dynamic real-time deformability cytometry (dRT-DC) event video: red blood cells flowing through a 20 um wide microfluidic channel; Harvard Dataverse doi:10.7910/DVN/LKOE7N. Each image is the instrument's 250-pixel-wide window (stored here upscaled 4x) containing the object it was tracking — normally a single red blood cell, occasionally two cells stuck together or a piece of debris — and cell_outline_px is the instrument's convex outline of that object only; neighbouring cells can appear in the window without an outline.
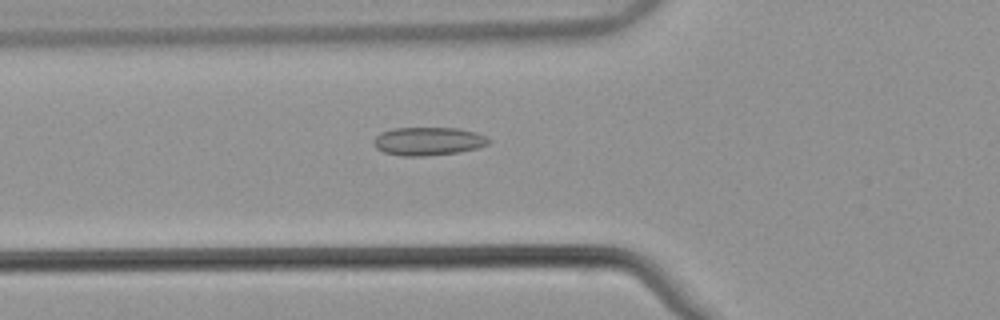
{"species": "common noctule bat (a hibernating species)", "species_latin": "Nyctalus noctula", "temperature_condition": "warm", "stored_images_in_passage": 54, "camera_frame_rate_fps": 3000, "um_per_image_px": 0.085, "animal": {"sex": "male", "body_mass_g": 21.5, "forearm_length_mm": 52.0}, "frame": {"image": 1, "passage_image": 20, "time_ms": 6.333, "image_size_px": [1000, 320], "cell_outline_px": [[492, 140], [488, 144], [476, 148], [460, 152], [424, 156], [400, 156], [384, 152], [376, 148], [376, 136], [380, 132], [392, 128], [456, 128], [476, 132], [488, 136]], "centroid_in_image_um": [36.44, 12.0], "position_along_channel_um": 89.4, "area_um2": 18.96}}
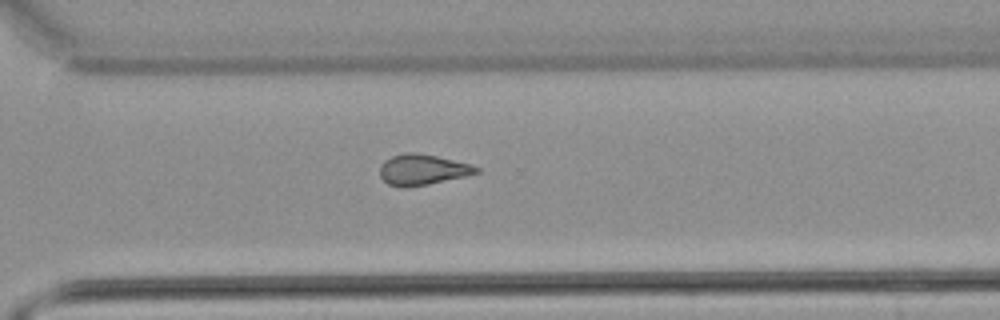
{"frame": {"image": 2, "passage_image": 39, "time_ms": 12.667, "image_size_px": [1000, 320], "cell_outline_px": [[480, 172], [464, 176], [428, 184], [400, 188], [388, 184], [380, 176], [380, 164], [384, 160], [392, 156], [404, 152], [416, 152], [436, 156], [472, 164], [480, 168]], "centroid_in_image_um": [35.89, 14.41], "position_along_channel_um": 334.7, "area_um2": 17.28}}
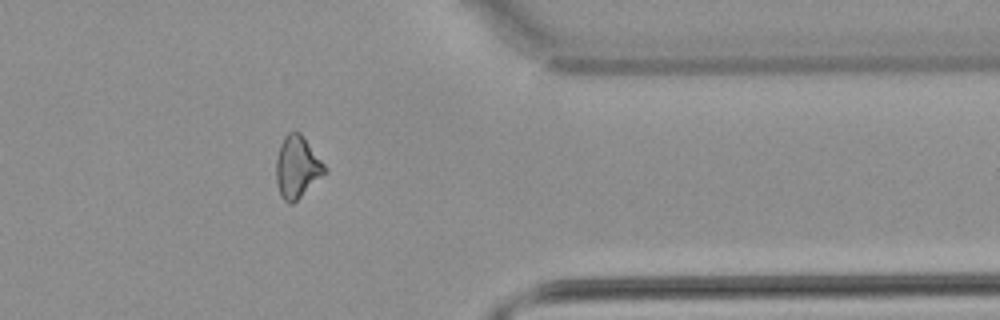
{"frame": {"image": 3, "passage_image": 44, "time_ms": 14.333, "image_size_px": [1000, 320], "cell_outline_px": [[328, 172], [292, 204], [288, 204], [280, 196], [276, 184], [276, 160], [280, 144], [284, 136], [288, 132], [300, 132], [328, 168]], "centroid_in_image_um": [25.26, 14.22], "position_along_channel_um": 386.1, "area_um2": 17.74}, "authors_computed_cell_mechanics": {"area_um2": 18.0047, "velocity_mm_per_s": 3.875, "shape_relaxation_time_tau1_ms": null, "shape_relaxation_time_tau2_ms": 2.7587, "deformation_change_tau1": null, "deformation_change_tau2": 0.1014}}